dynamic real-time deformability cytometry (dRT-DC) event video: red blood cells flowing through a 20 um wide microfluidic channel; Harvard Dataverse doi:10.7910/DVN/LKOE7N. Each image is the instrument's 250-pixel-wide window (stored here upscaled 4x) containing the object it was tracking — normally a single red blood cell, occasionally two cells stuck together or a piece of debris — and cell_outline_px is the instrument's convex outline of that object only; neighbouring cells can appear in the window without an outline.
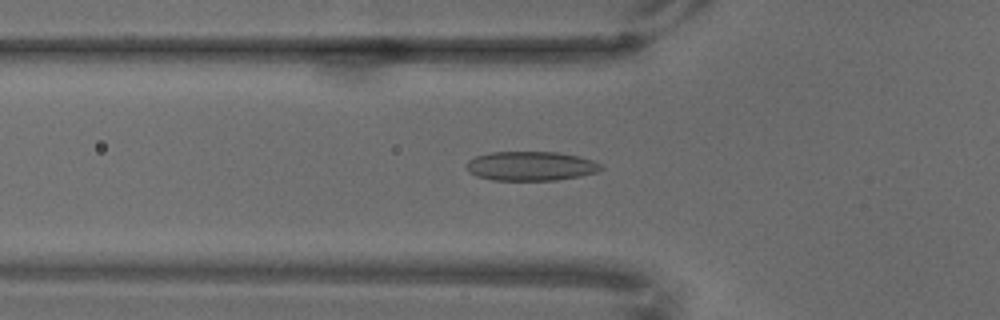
{"species": "common noctule bat (a hibernating species)", "species_latin": "Nyctalus noctula", "temperature_condition": "warm", "stored_images_in_passage": 69, "camera_frame_rate_fps": 3000, "um_per_image_px": 0.085, "animal": {"sex": "male", "body_mass_g": 18.8}, "frame": {"image": 1, "passage_image": 24, "time_ms": 7.667, "image_size_px": [1000, 320], "cell_outline_px": [[604, 168], [596, 172], [580, 176], [556, 180], [492, 180], [476, 176], [468, 172], [464, 164], [468, 160], [476, 156], [488, 152], [560, 152], [580, 156], [592, 160], [600, 164]], "centroid_in_image_um": [45.08, 14.11], "position_along_channel_um": 80.7, "area_um2": 23.18}}
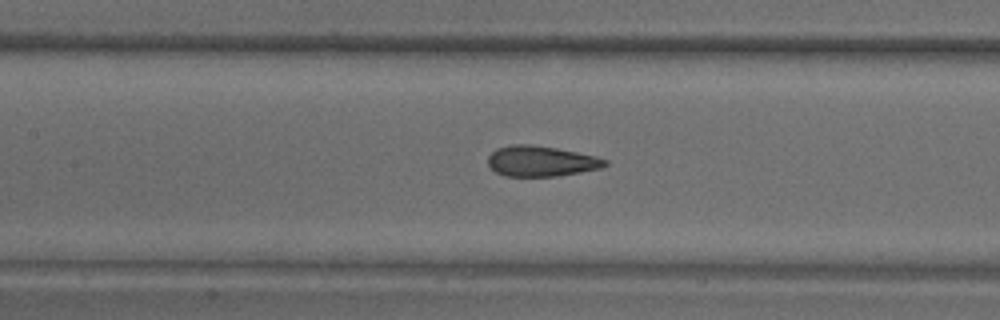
{"frame": {"image": 2, "passage_image": 32, "time_ms": 10.333, "image_size_px": [1000, 320], "cell_outline_px": [[608, 164], [600, 168], [580, 172], [556, 176], [504, 176], [496, 172], [488, 164], [488, 156], [496, 148], [512, 144], [528, 144], [556, 148], [596, 156], [608, 160]], "centroid_in_image_um": [45.98, 13.69], "position_along_channel_um": 161.4, "area_um2": 20.75}}
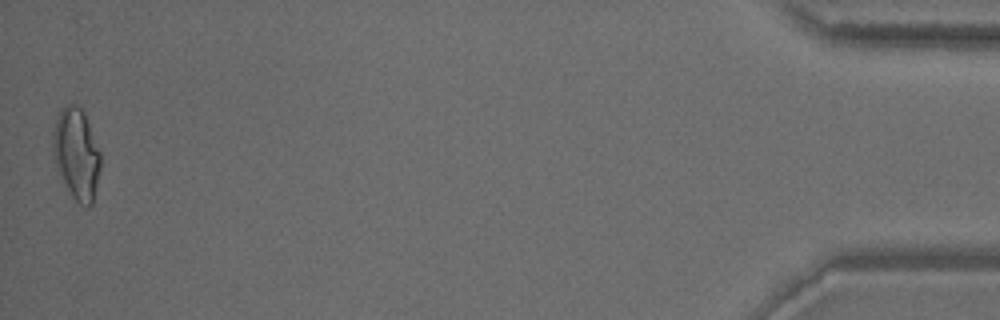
{"frame": {"image": 3, "passage_image": 68, "time_ms": 22.333, "image_size_px": [1000, 320], "cell_outline_px": [[100, 168], [92, 204], [88, 208], [80, 204], [72, 196], [56, 164], [52, 152], [52, 132], [56, 116], [60, 108], [68, 104], [76, 104], [84, 112], [100, 152]], "centroid_in_image_um": [6.48, 13.03], "position_along_channel_um": 428.7, "area_um2": 25.09}}